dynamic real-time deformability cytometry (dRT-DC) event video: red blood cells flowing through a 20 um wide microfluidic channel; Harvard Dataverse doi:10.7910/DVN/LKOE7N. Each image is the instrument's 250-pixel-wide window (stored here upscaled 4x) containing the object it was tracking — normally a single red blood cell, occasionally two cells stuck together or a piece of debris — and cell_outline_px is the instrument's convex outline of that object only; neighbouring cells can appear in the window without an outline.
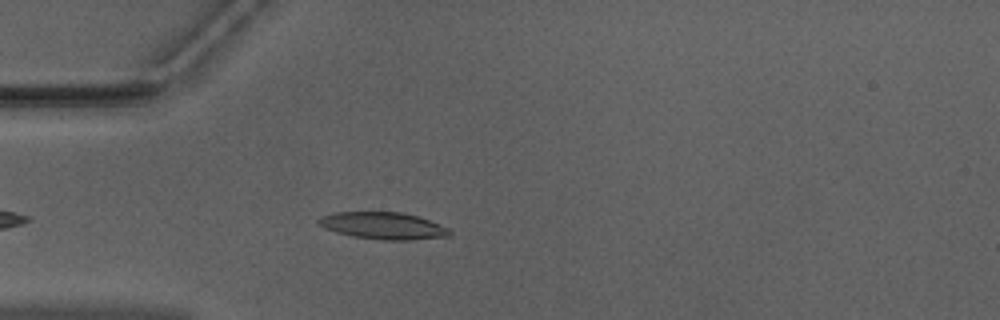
{"species": "Egyptian fruit bat (a non-hibernating species)", "species_latin": "Rousettus aegyptiacus", "temperature_condition": "warm", "stored_images_in_passage": 39, "camera_frame_rate_fps": 3000, "um_per_image_px": 0.085, "animal": {"sex": "male"}, "frame": {"image": 1, "passage_image": 5, "time_ms": 1.333, "image_size_px": [1000, 320], "cell_outline_px": [[452, 236], [412, 240], [380, 240], [352, 236], [336, 232], [324, 228], [316, 220], [320, 216], [336, 212], [400, 212], [416, 216], [428, 220], [448, 228], [452, 232]], "centroid_in_image_um": [32.56, 19.19], "position_along_channel_um": 52.4, "area_um2": 20.63}}
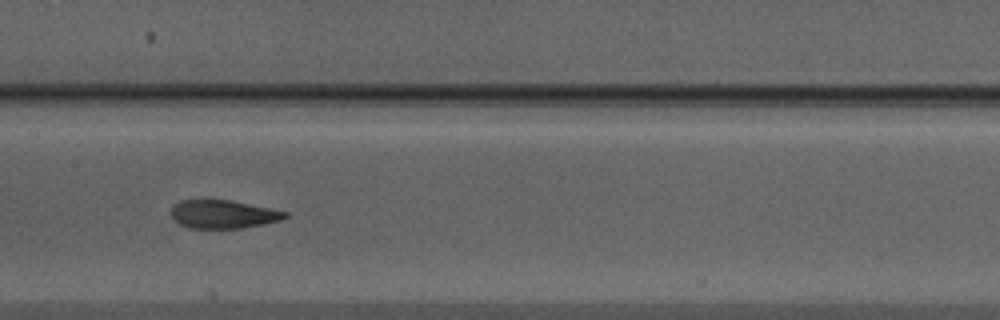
{"frame": {"image": 2, "passage_image": 16, "time_ms": 5.0, "image_size_px": [1000, 320], "cell_outline_px": [[288, 216], [280, 220], [240, 228], [188, 228], [180, 224], [172, 216], [172, 208], [180, 200], [204, 196], [232, 200], [288, 212]], "centroid_in_image_um": [18.91, 18.15], "position_along_channel_um": 188.5, "area_um2": 19.25}}
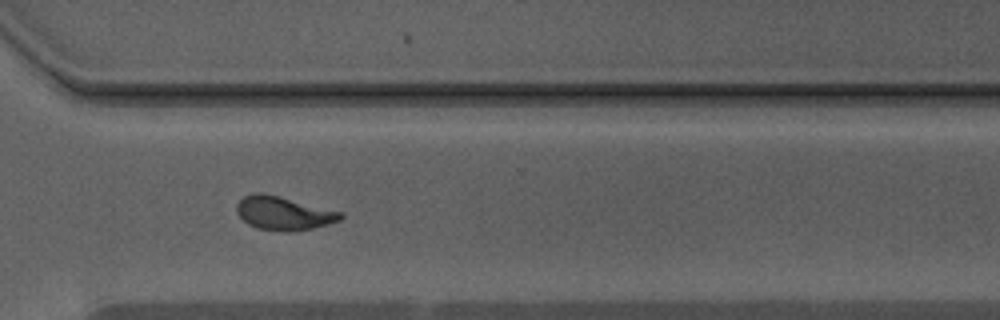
{"frame": {"image": 3, "passage_image": 28, "time_ms": 9.0, "image_size_px": [1000, 320], "cell_outline_px": [[344, 216], [340, 220], [328, 224], [312, 228], [292, 232], [284, 232], [256, 228], [248, 224], [236, 212], [236, 204], [244, 196], [252, 192], [264, 192], [344, 212]], "centroid_in_image_um": [24.1, 18.11], "position_along_channel_um": 346.5, "area_um2": 20.63}, "authors_computed_cell_mechanics": {"area_um2": 19.8254, "velocity_mm_per_s": 3.9575, "shape_relaxation_time_tau1_ms": 6.3447, "shape_relaxation_time_tau2_ms": 1.1387, "deformation_change_tau1": 0.2193, "deformation_change_tau2": 0.0814}}